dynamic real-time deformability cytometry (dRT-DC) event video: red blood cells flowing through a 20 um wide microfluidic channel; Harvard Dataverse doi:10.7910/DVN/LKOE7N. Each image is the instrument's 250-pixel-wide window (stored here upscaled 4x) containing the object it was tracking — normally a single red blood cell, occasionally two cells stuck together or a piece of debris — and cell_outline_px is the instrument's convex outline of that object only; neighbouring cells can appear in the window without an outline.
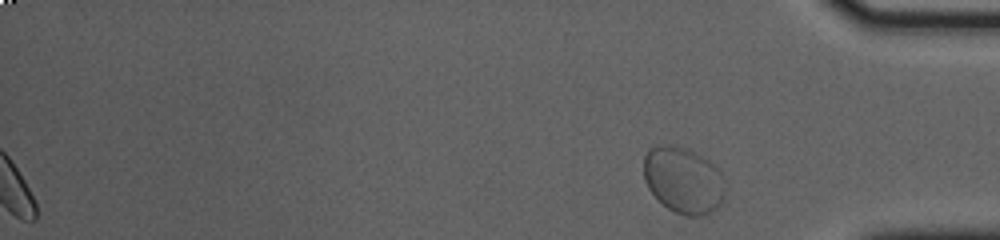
{"species": "common noctule bat (a hibernating species)", "species_latin": "Nyctalus noctula", "temperature_condition": "cold", "stored_images_in_passage": 47, "segment_of_instrument_passage": [2, 2], "camera_frame_rate_fps": 3000, "um_per_image_px": 0.085, "animal": {"sex": "female", "body_mass_g": 23.0, "forearm_length_mm": 53.4}, "frame": {"image": 1, "passage_image": 47, "time_ms": 15.333, "image_size_px": [1000, 240], "cell_outline_px": [[724, 200], [716, 208], [700, 216], [684, 216], [668, 208], [648, 188], [644, 180], [644, 156], [648, 148], [660, 144], [672, 144], [688, 148], [708, 160], [720, 172], [724, 188]], "centroid_in_image_um": [58.06, 15.28], "position_along_channel_um": 377.1, "area_um2": 31.44}}